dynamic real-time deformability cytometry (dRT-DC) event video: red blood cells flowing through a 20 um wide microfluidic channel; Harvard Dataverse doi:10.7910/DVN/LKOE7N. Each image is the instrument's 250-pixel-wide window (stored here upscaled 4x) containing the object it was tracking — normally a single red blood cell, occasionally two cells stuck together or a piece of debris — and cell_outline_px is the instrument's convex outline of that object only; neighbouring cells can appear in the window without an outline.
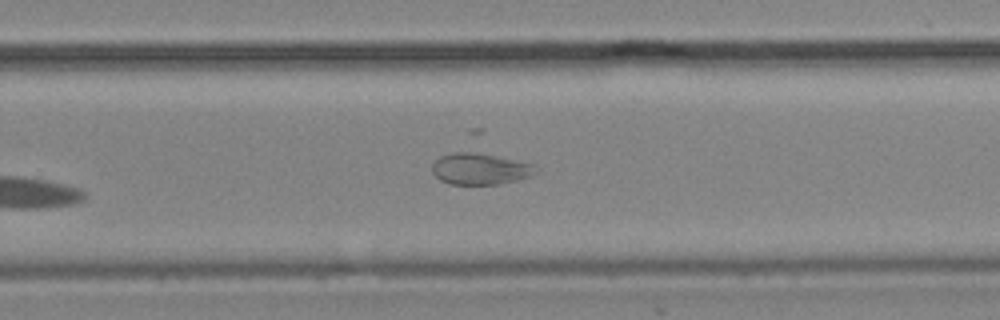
{"species": "common noctule bat (a hibernating species)", "species_latin": "Nyctalus noctula", "temperature_condition": "cold", "stored_images_in_passage": 16, "camera_frame_rate_fps": 3000, "um_per_image_px": 0.085, "animal": {"sex": "male", "body_mass_g": 19.2, "forearm_length_mm": 51.8}, "frame": {"image": 1, "passage_image": 16, "time_ms": 19.0, "image_size_px": [1000, 320], "cell_outline_px": [[536, 172], [528, 176], [516, 180], [500, 184], [448, 184], [440, 180], [432, 172], [432, 164], [440, 156], [452, 152], [468, 152], [496, 156], [536, 164]], "centroid_in_image_um": [40.78, 14.36], "position_along_channel_um": 289.0, "area_um2": 18.79}}